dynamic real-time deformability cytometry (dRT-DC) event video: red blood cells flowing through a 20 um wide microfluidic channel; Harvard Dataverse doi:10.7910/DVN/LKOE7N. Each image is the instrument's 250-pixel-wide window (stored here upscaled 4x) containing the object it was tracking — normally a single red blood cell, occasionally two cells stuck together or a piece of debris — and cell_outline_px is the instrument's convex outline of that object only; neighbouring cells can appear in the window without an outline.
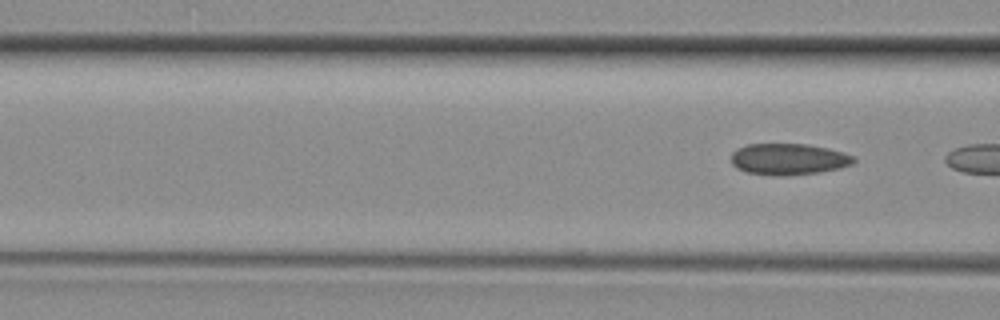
{"species": "common noctule bat (a hibernating species)", "species_latin": "Nyctalus noctula", "temperature_condition": "room temperature", "stored_images_in_passage": 5, "segment_of_instrument_passage": [2, 2], "camera_frame_rate_fps": 3000, "um_per_image_px": 0.085, "animal": {"sex": "female", "body_mass_g": 29.2, "forearm_length_mm": 56.3}, "frame": {"image": 1, "passage_image": 5, "time_ms": 1.333, "image_size_px": [1000, 320], "cell_outline_px": [[856, 160], [852, 164], [840, 168], [820, 172], [776, 176], [748, 172], [736, 168], [732, 164], [732, 152], [736, 148], [748, 144], [808, 144], [828, 148], [844, 152], [856, 156]], "centroid_in_image_um": [67.05, 13.52], "position_along_channel_um": 99.5, "area_um2": 22.48}}